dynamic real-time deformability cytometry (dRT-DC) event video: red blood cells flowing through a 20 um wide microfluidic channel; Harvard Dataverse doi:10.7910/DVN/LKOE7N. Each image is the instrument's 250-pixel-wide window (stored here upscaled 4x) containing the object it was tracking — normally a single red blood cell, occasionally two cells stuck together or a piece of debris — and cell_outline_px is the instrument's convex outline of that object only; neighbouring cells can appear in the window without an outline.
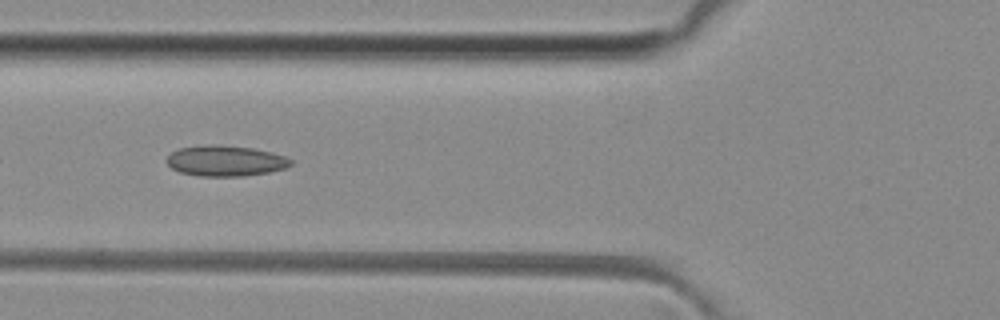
{"species": "common noctule bat (a hibernating species)", "species_latin": "Nyctalus noctula", "temperature_condition": "room temperature", "stored_images_in_passage": 38, "camera_frame_rate_fps": 3000, "um_per_image_px": 0.085, "animal": {"sex": "female", "body_mass_g": 29.2, "forearm_length_mm": 56.3}, "frame": {"image": 1, "passage_image": 6, "time_ms": 1.667, "image_size_px": [1000, 320], "cell_outline_px": [[292, 164], [284, 168], [268, 172], [244, 176], [196, 176], [180, 172], [172, 168], [168, 164], [168, 156], [172, 152], [180, 148], [204, 144], [216, 144], [252, 148], [272, 152], [284, 156], [292, 160]], "centroid_in_image_um": [19.16, 13.66], "position_along_channel_um": 106.6, "area_um2": 22.14}}
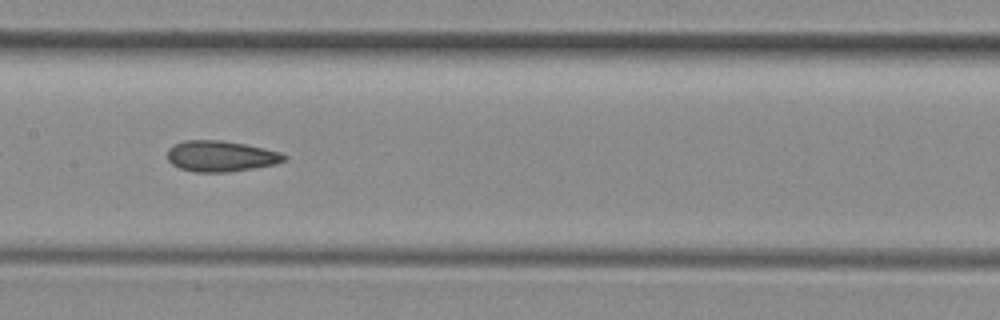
{"frame": {"image": 2, "passage_image": 12, "time_ms": 3.667, "image_size_px": [1000, 320], "cell_outline_px": [[288, 156], [284, 160], [276, 164], [228, 172], [192, 172], [180, 168], [172, 164], [168, 160], [168, 148], [184, 140], [220, 140], [244, 144], [264, 148], [280, 152]], "centroid_in_image_um": [18.76, 13.28], "position_along_channel_um": 188.6, "area_um2": 20.92}, "authors_computed_cell_mechanics": {"area_um2": 21.0103, "velocity_mm_per_s": 4.0829, "shape_relaxation_time_tau1_ms": null, "shape_relaxation_time_tau2_ms": 2.5854, "deformation_change_tau1": null, "deformation_change_tau2": 0.0892}}